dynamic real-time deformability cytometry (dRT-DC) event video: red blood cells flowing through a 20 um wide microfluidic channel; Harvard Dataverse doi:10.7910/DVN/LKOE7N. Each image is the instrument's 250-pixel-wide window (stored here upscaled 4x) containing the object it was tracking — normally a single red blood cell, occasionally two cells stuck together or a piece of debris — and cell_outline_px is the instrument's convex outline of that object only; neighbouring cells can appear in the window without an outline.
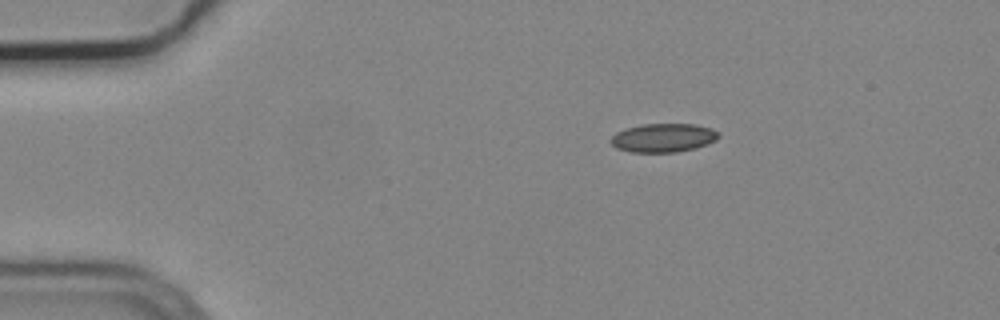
{"species": "common noctule bat (a hibernating species)", "species_latin": "Nyctalus noctula", "temperature_condition": "cold", "stored_images_in_passage": 2, "camera_frame_rate_fps": 3000, "um_per_image_px": 0.085, "animal": {"sex": "male", "body_mass_g": 19.2, "forearm_length_mm": 51.8}, "frame": {"image": 1, "passage_image": 1, "time_ms": 0.0, "image_size_px": [1000, 320], "cell_outline_px": [[720, 136], [716, 140], [708, 144], [696, 148], [676, 152], [632, 152], [616, 148], [612, 144], [612, 136], [616, 132], [628, 128], [644, 124], [696, 124], [712, 128]], "centroid_in_image_um": [56.41, 11.71], "position_along_channel_um": 28.6, "area_um2": 17.92}}
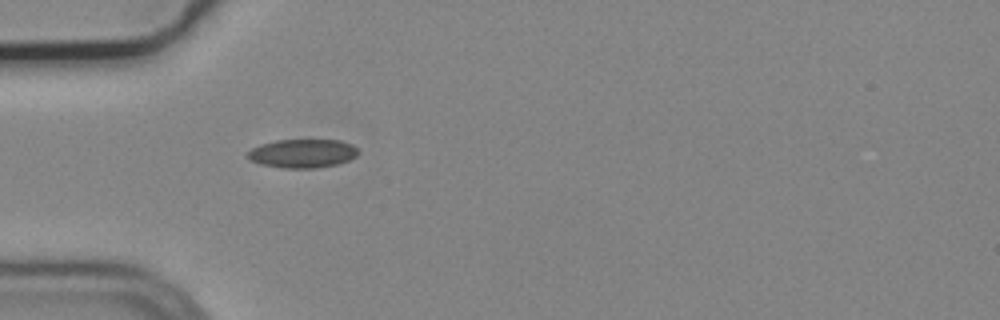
{"frame": {"image": 2, "passage_image": 2, "time_ms": 0.333, "image_size_px": [1000, 320], "cell_outline_px": [[360, 152], [356, 156], [348, 160], [336, 164], [316, 168], [284, 168], [260, 164], [252, 160], [248, 156], [248, 152], [252, 148], [260, 144], [276, 140], [340, 140], [352, 144]], "centroid_in_image_um": [25.73, 13.03], "position_along_channel_um": 59.3, "area_um2": 18.38}}